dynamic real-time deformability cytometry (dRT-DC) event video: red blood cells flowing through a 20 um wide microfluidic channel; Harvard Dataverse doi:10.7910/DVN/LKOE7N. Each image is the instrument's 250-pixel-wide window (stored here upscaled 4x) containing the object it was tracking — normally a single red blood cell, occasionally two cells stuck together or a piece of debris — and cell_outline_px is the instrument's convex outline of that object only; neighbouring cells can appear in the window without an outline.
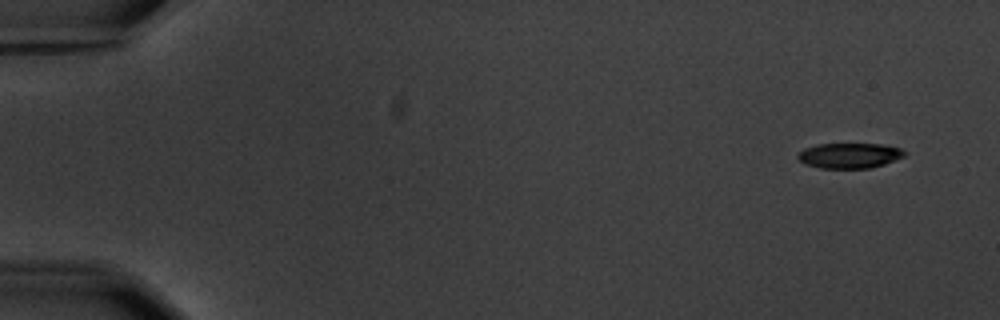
{"species": "common noctule bat (a hibernating species)", "species_latin": "Nyctalus noctula", "temperature_condition": "warm", "stored_images_in_passage": 5, "camera_frame_rate_fps": 3000, "um_per_image_px": 0.085, "animal": {"sex": "male", "body_mass_g": 20.1, "forearm_length_mm": 53.5}, "frame": {"image": 1, "passage_image": 1, "time_ms": 0.0, "image_size_px": [1000, 320], "cell_outline_px": [[908, 152], [904, 156], [884, 164], [868, 168], [820, 168], [804, 164], [796, 156], [804, 148], [816, 144], [884, 144], [900, 148]], "centroid_in_image_um": [72.2, 13.21], "position_along_channel_um": 12.8, "area_um2": 15.72}}
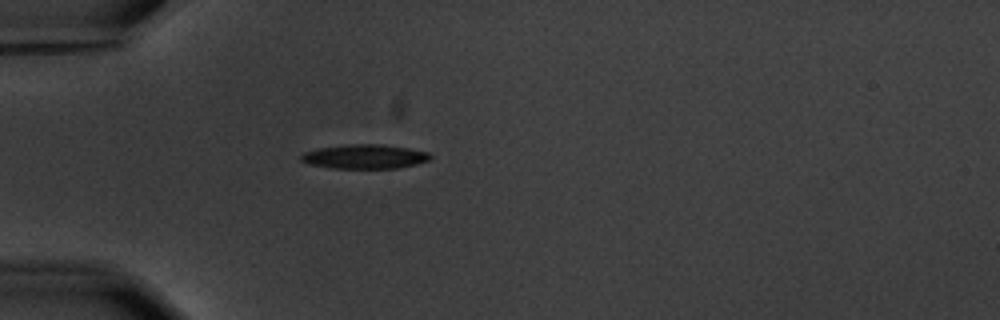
{"frame": {"image": 2, "passage_image": 5, "time_ms": 4.667, "image_size_px": [1000, 320], "cell_outline_px": [[432, 156], [428, 160], [416, 164], [396, 168], [332, 168], [308, 164], [300, 160], [300, 156], [304, 152], [316, 148], [348, 144], [380, 144], [408, 148], [428, 152]], "centroid_in_image_um": [30.96, 13.3], "position_along_channel_um": 54.0, "area_um2": 18.26}}